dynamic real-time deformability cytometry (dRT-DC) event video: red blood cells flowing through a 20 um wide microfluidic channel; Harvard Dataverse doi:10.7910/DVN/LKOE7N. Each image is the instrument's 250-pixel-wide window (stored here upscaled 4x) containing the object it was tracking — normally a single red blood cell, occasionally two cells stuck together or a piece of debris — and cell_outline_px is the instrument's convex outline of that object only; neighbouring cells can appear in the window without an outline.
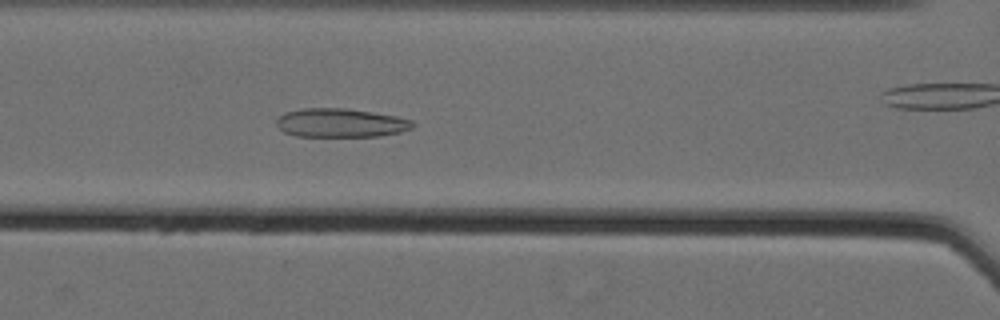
{"species": "Egyptian fruit bat (a non-hibernating species)", "species_latin": "Rousettus aegyptiacus", "temperature_condition": "cold", "stored_images_in_passage": 63, "camera_frame_rate_fps": 3000, "um_per_image_px": 0.085, "animal": {"sex": "female"}, "frame": {"image": 1, "passage_image": 32, "time_ms": 10.333, "image_size_px": [1000, 320], "cell_outline_px": [[416, 124], [412, 128], [400, 132], [380, 136], [296, 136], [284, 132], [276, 124], [276, 120], [284, 112], [304, 108], [344, 108], [372, 112], [396, 116], [412, 120]], "centroid_in_image_um": [28.96, 10.44], "position_along_channel_um": 137.6, "area_um2": 22.83}}
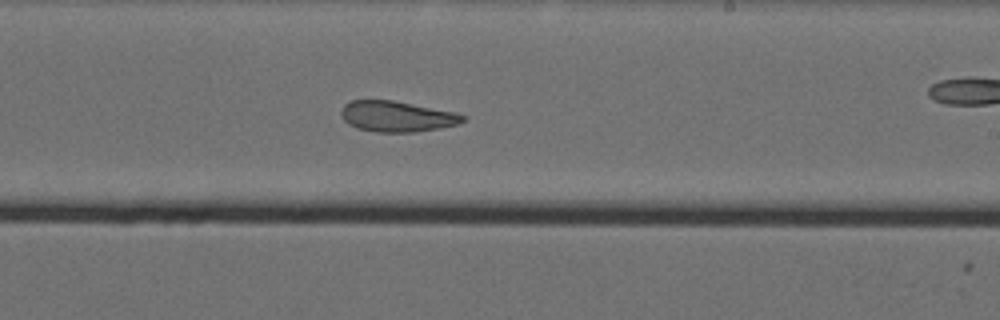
{"frame": {"image": 2, "passage_image": 42, "time_ms": 13.667, "image_size_px": [1000, 320], "cell_outline_px": [[464, 120], [456, 124], [440, 128], [416, 132], [376, 132], [356, 128], [348, 124], [344, 120], [340, 112], [344, 104], [352, 100], [392, 100], [456, 112], [464, 116]], "centroid_in_image_um": [33.7, 9.9], "position_along_channel_um": 255.3, "area_um2": 21.73}}
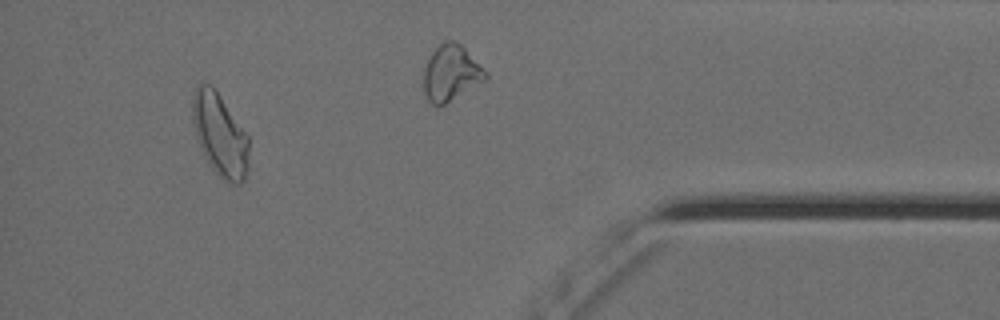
{"frame": {"image": 3, "passage_image": 59, "time_ms": 19.333, "image_size_px": [1000, 320], "cell_outline_px": [[248, 168], [244, 180], [240, 184], [228, 184], [212, 168], [204, 156], [196, 136], [192, 120], [192, 96], [200, 80], [208, 84], [216, 92], [248, 136]], "centroid_in_image_um": [18.67, 11.49], "position_along_channel_um": 416.5, "area_um2": 26.82}, "authors_computed_cell_mechanics": {"area_um2": 25.6632, "velocity_mm_per_s": 3.5422, "shape_relaxation_time_tau1_ms": null, "shape_relaxation_time_tau2_ms": 2.4622, "deformation_change_tau1": null, "deformation_change_tau2": 0.0927}}